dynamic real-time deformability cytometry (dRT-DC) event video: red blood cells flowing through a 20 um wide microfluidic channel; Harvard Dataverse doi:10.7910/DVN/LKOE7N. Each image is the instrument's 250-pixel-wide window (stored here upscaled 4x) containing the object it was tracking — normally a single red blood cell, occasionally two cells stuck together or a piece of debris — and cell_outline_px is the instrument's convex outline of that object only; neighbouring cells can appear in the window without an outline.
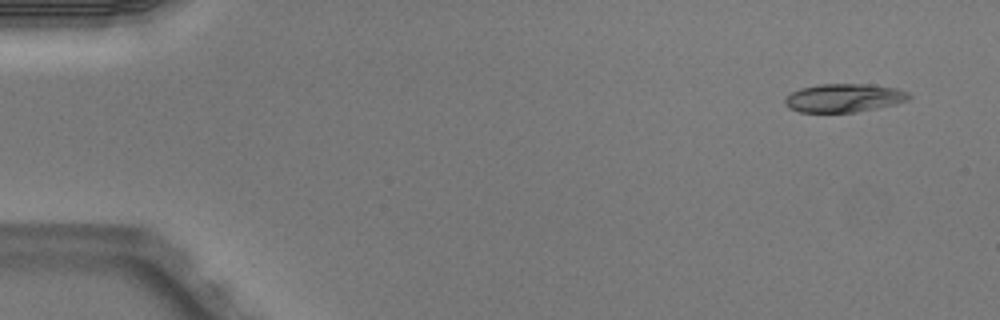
{"species": "Egyptian fruit bat (a non-hibernating species)", "species_latin": "Rousettus aegyptiacus", "temperature_condition": "warm", "stored_images_in_passage": 4, "camera_frame_rate_fps": 3000, "um_per_image_px": 0.085, "animal": {"sex": "male"}, "frame": {"image": 1, "passage_image": 1, "time_ms": 0.0, "image_size_px": [1000, 320], "cell_outline_px": [[912, 96], [908, 100], [896, 104], [856, 112], [800, 112], [788, 108], [784, 104], [784, 100], [792, 92], [800, 88], [816, 84], [872, 84], [896, 88], [908, 92]], "centroid_in_image_um": [71.74, 8.32], "position_along_channel_um": 13.3, "area_um2": 20.69}}
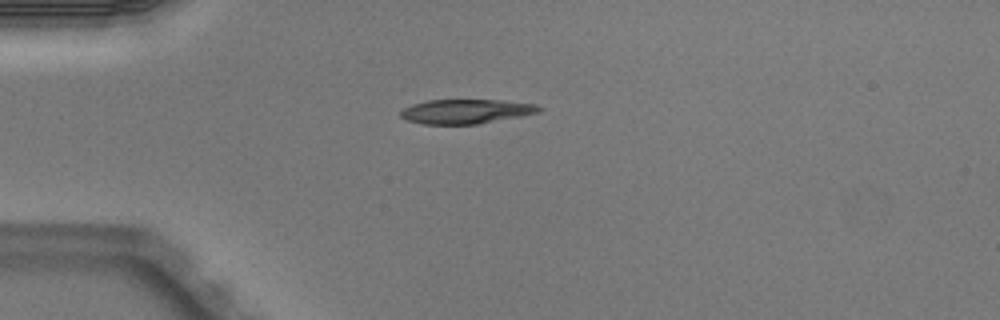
{"frame": {"image": 2, "passage_image": 4, "time_ms": 1.0, "image_size_px": [1000, 320], "cell_outline_px": [[544, 108], [540, 112], [520, 116], [476, 124], [424, 124], [408, 120], [400, 116], [400, 112], [404, 108], [412, 104], [428, 100], [500, 100], [536, 104]], "centroid_in_image_um": [39.63, 9.46], "position_along_channel_um": 45.4, "area_um2": 19.54}}